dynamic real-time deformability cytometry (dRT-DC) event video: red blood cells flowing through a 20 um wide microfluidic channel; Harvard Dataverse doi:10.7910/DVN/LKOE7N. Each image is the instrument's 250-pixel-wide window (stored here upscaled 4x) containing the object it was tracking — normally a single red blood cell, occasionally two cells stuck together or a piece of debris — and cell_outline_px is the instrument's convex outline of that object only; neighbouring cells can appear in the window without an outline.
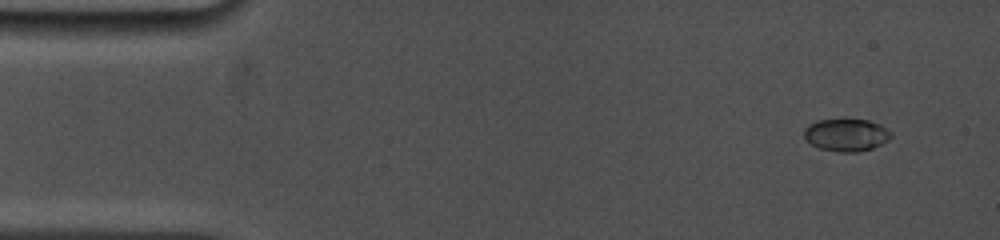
{"species": "common noctule bat (a hibernating species)", "species_latin": "Nyctalus noctula", "temperature_condition": "cold", "stored_images_in_passage": 26, "camera_frame_rate_fps": 5000, "um_per_image_px": 0.085, "animal": {"sex": "female", "body_mass_g": 19.0, "forearm_length_mm": 53.3}, "frame": {"image": 1, "passage_image": 3, "time_ms": 0.8, "image_size_px": [1000, 240], "cell_outline_px": [[892, 136], [888, 140], [872, 148], [860, 152], [840, 152], [820, 148], [804, 140], [804, 128], [808, 124], [816, 120], [844, 116], [868, 120], [880, 124], [892, 132]], "centroid_in_image_um": [71.91, 11.41], "position_along_channel_um": 13.1, "area_um2": 17.22}}
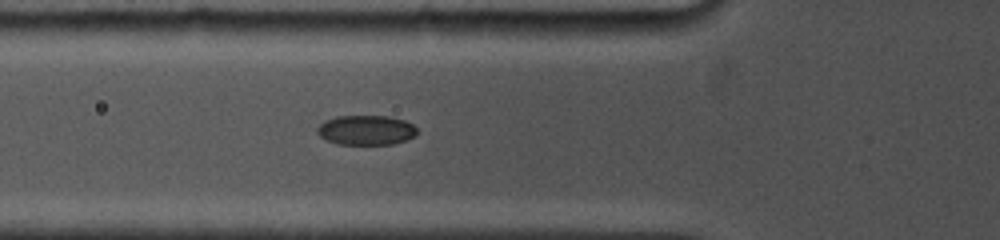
{"frame": {"image": 2, "passage_image": 16, "time_ms": 5.6, "image_size_px": [1000, 240], "cell_outline_px": [[420, 132], [416, 136], [392, 144], [336, 144], [320, 136], [316, 132], [316, 128], [324, 120], [336, 116], [392, 116], [404, 120], [412, 124]], "centroid_in_image_um": [31.13, 11.05], "position_along_channel_um": 94.7, "area_um2": 17.46}}
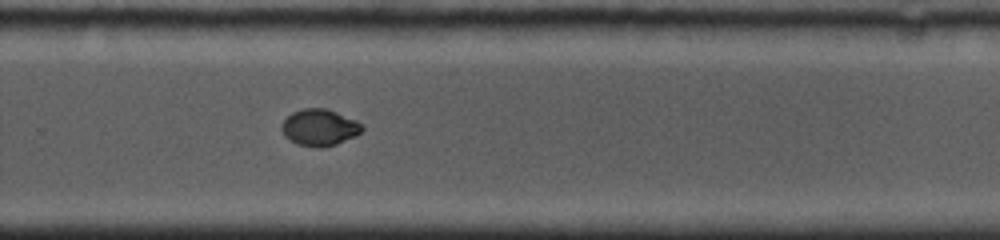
{"frame": {"image": 3, "passage_image": 26, "time_ms": 11.0, "image_size_px": [1000, 240], "cell_outline_px": [[364, 128], [356, 136], [336, 144], [320, 148], [316, 148], [296, 144], [288, 140], [284, 136], [280, 128], [280, 124], [292, 112], [304, 108], [324, 108], [336, 112], [356, 120]], "centroid_in_image_um": [27.11, 10.85], "position_along_channel_um": 302.7, "area_um2": 17.28}}